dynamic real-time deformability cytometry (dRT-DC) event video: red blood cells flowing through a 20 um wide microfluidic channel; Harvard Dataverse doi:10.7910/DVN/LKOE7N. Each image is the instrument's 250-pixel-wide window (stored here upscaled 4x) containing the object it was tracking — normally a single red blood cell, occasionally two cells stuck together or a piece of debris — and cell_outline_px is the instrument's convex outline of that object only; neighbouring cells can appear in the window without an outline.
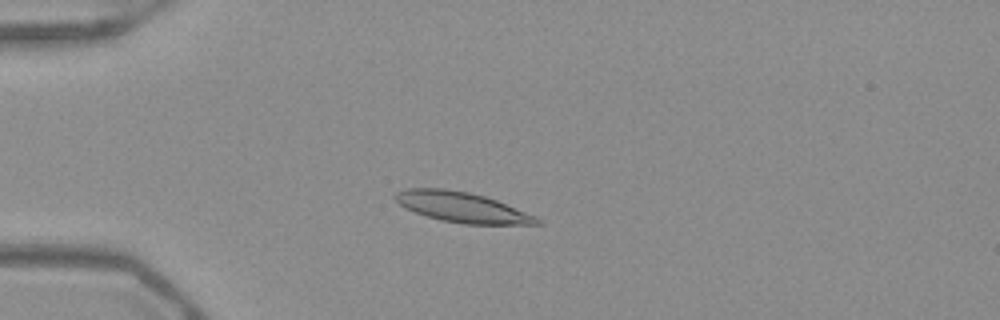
{"species": "Egyptian fruit bat (a non-hibernating species)", "species_latin": "Rousettus aegyptiacus", "temperature_condition": "warm", "stored_images_in_passage": 52, "camera_frame_rate_fps": 3000, "um_per_image_px": 0.085, "frame": {"image": 1, "passage_image": 14, "time_ms": 4.333, "image_size_px": [1000, 320], "cell_outline_px": [[544, 224], [464, 224], [440, 220], [416, 212], [400, 204], [392, 196], [396, 192], [404, 188], [444, 188], [468, 192], [484, 196], [496, 200], [536, 216]], "centroid_in_image_um": [39.26, 17.6], "position_along_channel_um": 45.7, "area_um2": 24.74}}
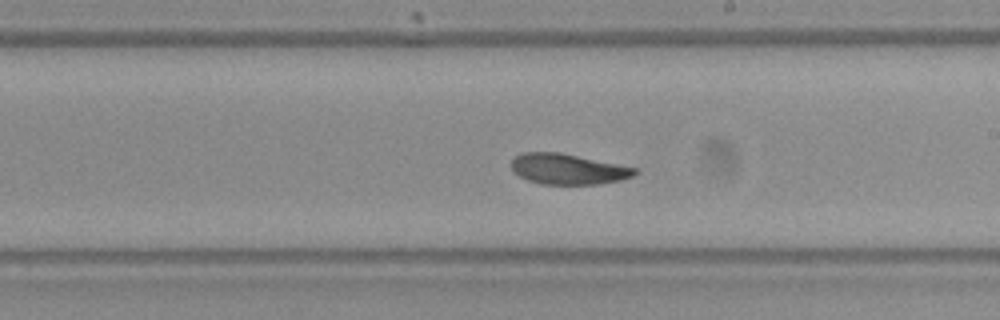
{"frame": {"image": 2, "passage_image": 31, "time_ms": 10.0, "image_size_px": [1000, 320], "cell_outline_px": [[640, 172], [632, 176], [620, 180], [596, 184], [540, 184], [528, 180], [520, 176], [512, 168], [512, 160], [520, 152], [560, 152], [636, 168]], "centroid_in_image_um": [48.27, 14.36], "position_along_channel_um": 240.7, "area_um2": 21.79}}
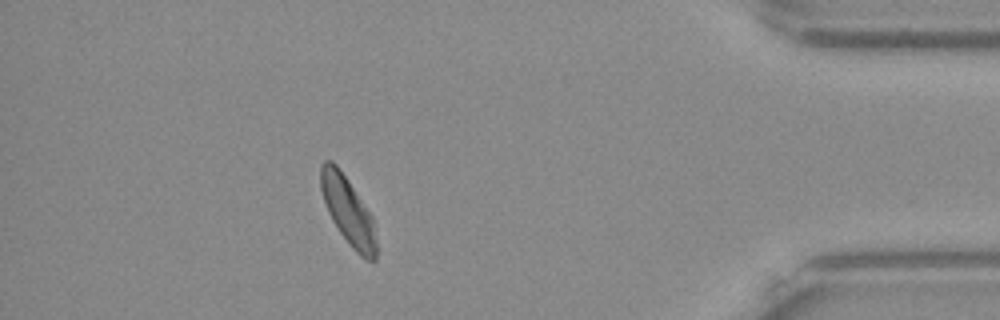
{"frame": {"image": 3, "passage_image": 47, "time_ms": 15.333, "image_size_px": [1000, 320], "cell_outline_px": [[376, 260], [368, 260], [360, 256], [352, 248], [340, 232], [332, 220], [328, 212], [320, 188], [320, 164], [324, 160], [332, 160], [336, 164], [372, 216], [376, 240]], "centroid_in_image_um": [29.56, 17.92], "position_along_channel_um": 405.6, "area_um2": 21.56}, "authors_computed_cell_mechanics": {"area_um2": 23.1778, "velocity_mm_per_s": 3.8805, "shape_relaxation_time_tau1_ms": 4.1596, "shape_relaxation_time_tau2_ms": 1.5294, "deformation_change_tau1": 0.1367, "deformation_change_tau2": 0.0603}}